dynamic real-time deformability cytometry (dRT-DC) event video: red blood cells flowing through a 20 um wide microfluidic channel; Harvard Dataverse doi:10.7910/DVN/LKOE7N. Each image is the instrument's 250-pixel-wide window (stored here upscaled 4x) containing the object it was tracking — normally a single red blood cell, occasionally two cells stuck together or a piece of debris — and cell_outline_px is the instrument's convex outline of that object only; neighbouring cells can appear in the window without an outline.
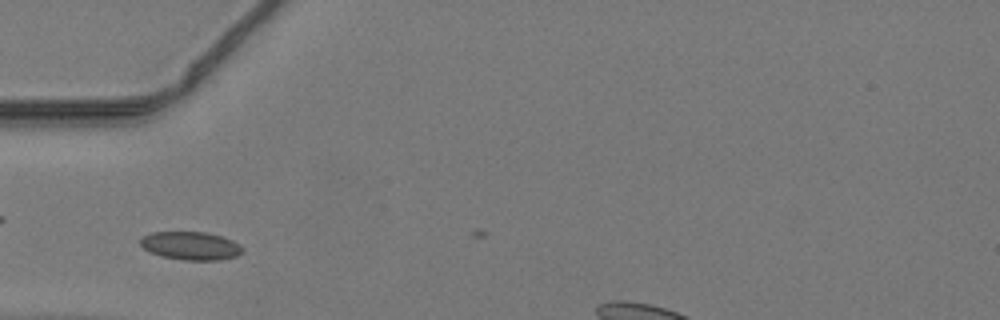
{"species": "common noctule bat (a hibernating species)", "species_latin": "Nyctalus noctula", "temperature_condition": "warm", "stored_images_in_passage": 5, "camera_frame_rate_fps": 3000, "um_per_image_px": 0.085, "animal": {"sex": "male", "body_mass_g": 19.2, "forearm_length_mm": 51.8}, "frame": {"image": 1, "passage_image": 4, "time_ms": 1.0, "image_size_px": [1000, 320], "cell_outline_px": [[244, 252], [236, 256], [220, 260], [184, 260], [160, 256], [144, 248], [140, 244], [140, 240], [144, 236], [152, 232], [204, 232], [220, 236], [232, 240], [240, 244], [244, 248]], "centroid_in_image_um": [16.25, 20.9], "position_along_channel_um": 68.8, "area_um2": 16.76}}